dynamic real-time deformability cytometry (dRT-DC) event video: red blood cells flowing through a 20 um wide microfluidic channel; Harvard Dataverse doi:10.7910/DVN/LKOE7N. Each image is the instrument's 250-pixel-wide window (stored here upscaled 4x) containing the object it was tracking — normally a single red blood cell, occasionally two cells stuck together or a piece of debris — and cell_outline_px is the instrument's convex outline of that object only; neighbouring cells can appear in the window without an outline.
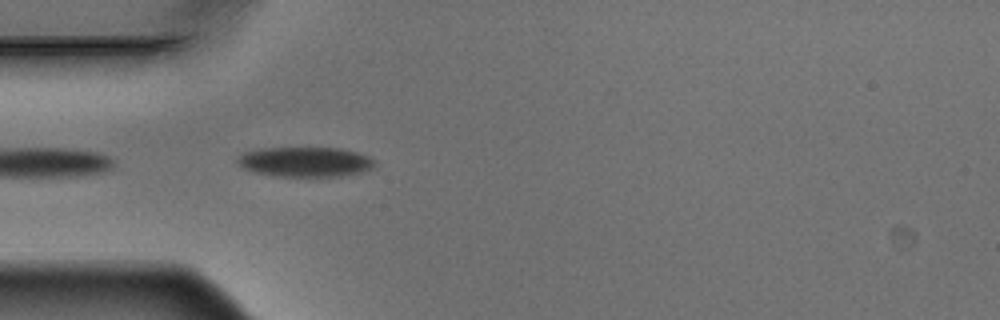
{"species": "Egyptian fruit bat (a non-hibernating species)", "species_latin": "Rousettus aegyptiacus", "temperature_condition": "warm", "stored_images_in_passage": 3, "camera_frame_rate_fps": 3000, "um_per_image_px": 0.085, "animal": {"sex": "male"}, "frame": {"image": 1, "passage_image": 3, "time_ms": 0.667, "image_size_px": [1000, 320], "cell_outline_px": [[376, 164], [372, 168], [364, 172], [340, 176], [280, 176], [256, 172], [244, 168], [236, 160], [244, 152], [260, 148], [340, 148], [356, 152], [368, 156], [376, 160]], "centroid_in_image_um": [26.0, 13.75], "position_along_channel_um": 59.0, "area_um2": 23.76}}